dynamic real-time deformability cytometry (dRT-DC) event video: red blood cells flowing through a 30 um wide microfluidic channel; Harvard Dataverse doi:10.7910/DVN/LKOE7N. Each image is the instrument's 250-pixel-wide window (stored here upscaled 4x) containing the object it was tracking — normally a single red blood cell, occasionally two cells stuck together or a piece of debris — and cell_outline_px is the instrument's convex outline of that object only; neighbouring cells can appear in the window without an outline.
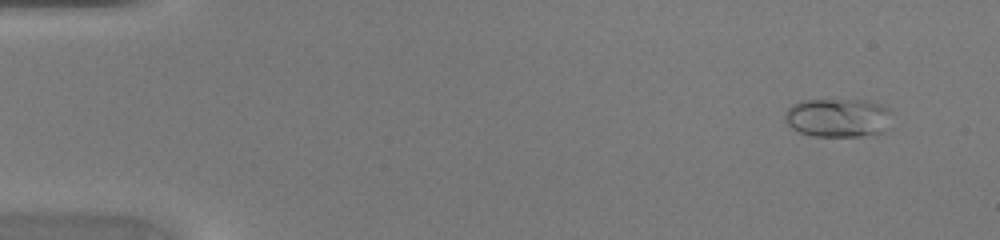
{"species": "common noctule bat (a hibernating species)", "species_latin": "Nyctalus noctula", "temperature_condition": "warm", "stored_images_in_passage": 47, "camera_frame_rate_fps": 3000, "um_per_image_px": 0.085, "animal": {"sex": "female", "body_mass_g": 20.0, "forearm_length_mm": 54.0}, "frame": {"image": 1, "passage_image": 4, "time_ms": 1.0, "image_size_px": [1000, 240], "cell_outline_px": [[892, 112], [884, 132], [860, 136], [812, 136], [800, 132], [792, 128], [784, 120], [784, 112], [792, 104], [800, 100], [864, 100], [880, 104], [888, 108]], "centroid_in_image_um": [71.19, 10.0], "position_along_channel_um": 13.8, "area_um2": 24.28}}
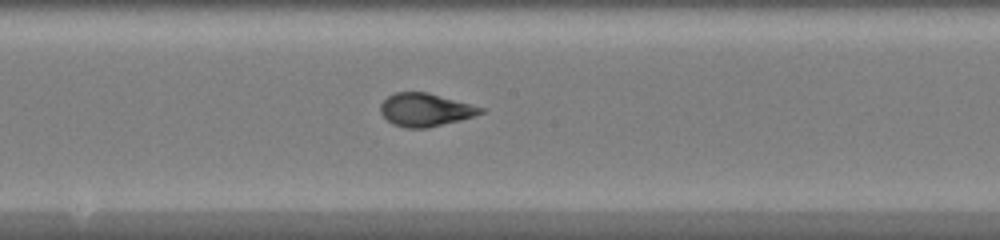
{"frame": {"image": 2, "passage_image": 26, "time_ms": 8.333, "image_size_px": [1000, 240], "cell_outline_px": [[484, 112], [460, 120], [428, 128], [404, 128], [392, 124], [380, 112], [380, 104], [388, 96], [396, 92], [428, 92], [484, 108]], "centroid_in_image_um": [36.12, 9.34], "position_along_channel_um": 212.1, "area_um2": 19.19}}
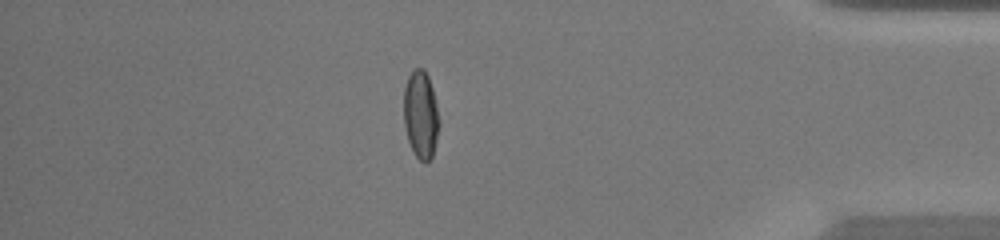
{"frame": {"image": 3, "passage_image": 41, "time_ms": 13.333, "image_size_px": [1000, 240], "cell_outline_px": [[440, 124], [432, 156], [424, 164], [412, 152], [408, 140], [404, 124], [404, 88], [408, 76], [412, 68], [424, 68], [428, 76], [432, 88], [440, 120]], "centroid_in_image_um": [35.76, 9.73], "position_along_channel_um": 399.4, "area_um2": 18.26}}